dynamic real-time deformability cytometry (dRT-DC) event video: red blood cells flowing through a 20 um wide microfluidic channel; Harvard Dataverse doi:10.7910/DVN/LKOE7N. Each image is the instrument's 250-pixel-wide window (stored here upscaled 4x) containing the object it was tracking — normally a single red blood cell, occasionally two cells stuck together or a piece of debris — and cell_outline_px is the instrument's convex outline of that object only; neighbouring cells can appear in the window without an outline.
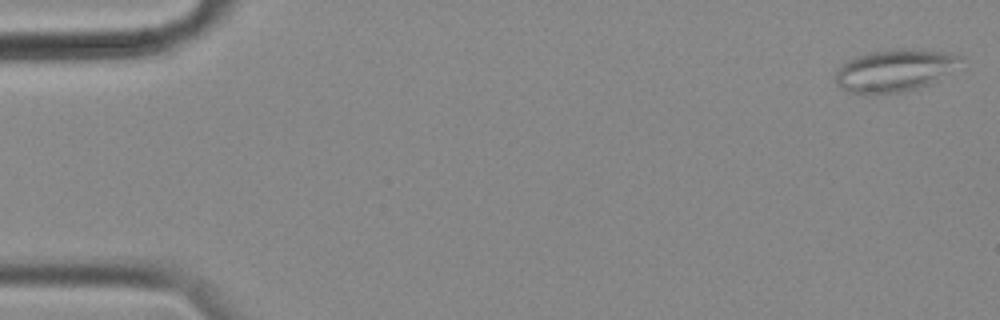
{"species": "common noctule bat (a hibernating species)", "species_latin": "Nyctalus noctula", "temperature_condition": "cold", "stored_images_in_passage": 56, "camera_frame_rate_fps": 3000, "um_per_image_px": 0.085, "animal": {"sex": "female", "body_mass_g": 18.4}, "frame": {"image": 1, "passage_image": 1, "time_ms": 0.0, "image_size_px": [1000, 320], "cell_outline_px": [[964, 68], [928, 84], [916, 88], [900, 92], [868, 96], [864, 96], [848, 92], [840, 88], [836, 84], [836, 72], [840, 64], [856, 56], [868, 52], [900, 48], [920, 48], [956, 52], [964, 56]], "centroid_in_image_um": [76.16, 5.97], "position_along_channel_um": 8.8, "area_um2": 32.48}}
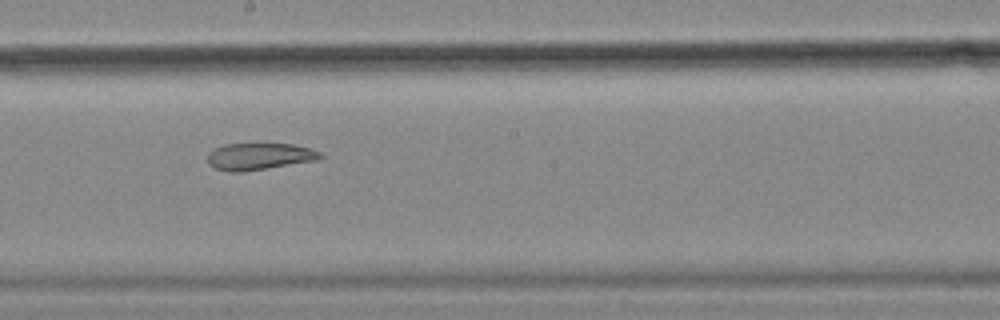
{"frame": {"image": 2, "passage_image": 31, "time_ms": 10.0, "image_size_px": [1000, 320], "cell_outline_px": [[324, 156], [316, 160], [244, 172], [228, 172], [216, 168], [208, 164], [208, 152], [224, 144], [292, 144], [312, 148], [320, 152]], "centroid_in_image_um": [22.04, 13.3], "position_along_channel_um": 226.2, "area_um2": 17.63}}
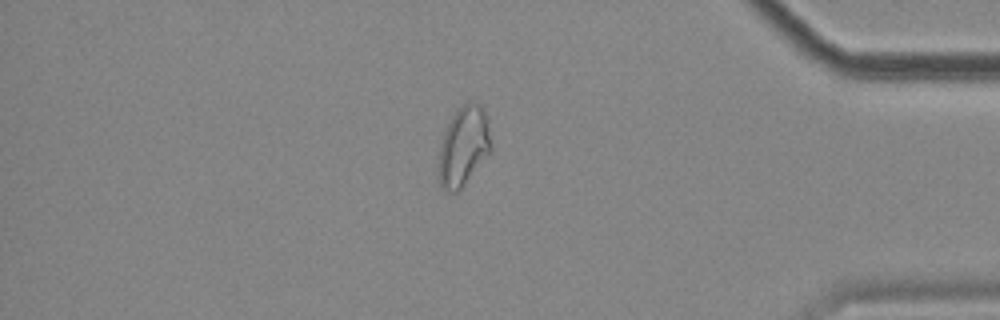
{"frame": {"image": 3, "passage_image": 48, "time_ms": 15.667, "image_size_px": [1000, 320], "cell_outline_px": [[492, 152], [460, 188], [456, 192], [444, 192], [440, 188], [440, 144], [444, 132], [452, 116], [468, 100], [476, 100], [484, 108], [488, 116], [492, 144]], "centroid_in_image_um": [39.46, 12.38], "position_along_channel_um": 395.7, "area_um2": 24.51}, "authors_computed_cell_mechanics": {"area_um2": 24.276, "velocity_mm_per_s": 3.5268, "shape_relaxation_time_tau1_ms": null, "shape_relaxation_time_tau2_ms": 6.557, "deformation_change_tau1": null, "deformation_change_tau2": 0.1476}}